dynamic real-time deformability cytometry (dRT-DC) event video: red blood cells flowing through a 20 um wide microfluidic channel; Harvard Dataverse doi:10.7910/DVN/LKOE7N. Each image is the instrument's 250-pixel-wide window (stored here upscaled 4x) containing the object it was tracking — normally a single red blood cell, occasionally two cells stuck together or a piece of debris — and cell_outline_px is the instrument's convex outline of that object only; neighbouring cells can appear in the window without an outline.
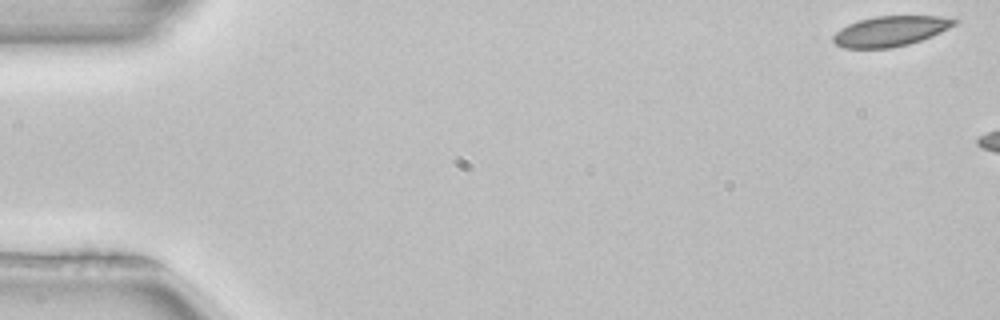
{"species": "common noctule bat (a hibernating species)", "species_latin": "Nyctalus noctula", "temperature_condition": "room temperature", "stored_images_in_passage": 7, "camera_frame_rate_fps": 3000, "um_per_image_px": 0.085, "animal": {"sex": "female", "body_mass_g": 22.7, "forearm_length_mm": 54.2}, "frame": {"image": 1, "passage_image": 1, "time_ms": 0.0, "image_size_px": [1000, 320], "cell_outline_px": [[960, 20], [956, 24], [932, 36], [908, 44], [892, 48], [844, 48], [836, 44], [832, 40], [832, 36], [840, 28], [848, 24], [860, 20], [876, 16], [940, 16]], "centroid_in_image_um": [75.67, 2.65], "position_along_channel_um": 9.3, "area_um2": 21.27}}